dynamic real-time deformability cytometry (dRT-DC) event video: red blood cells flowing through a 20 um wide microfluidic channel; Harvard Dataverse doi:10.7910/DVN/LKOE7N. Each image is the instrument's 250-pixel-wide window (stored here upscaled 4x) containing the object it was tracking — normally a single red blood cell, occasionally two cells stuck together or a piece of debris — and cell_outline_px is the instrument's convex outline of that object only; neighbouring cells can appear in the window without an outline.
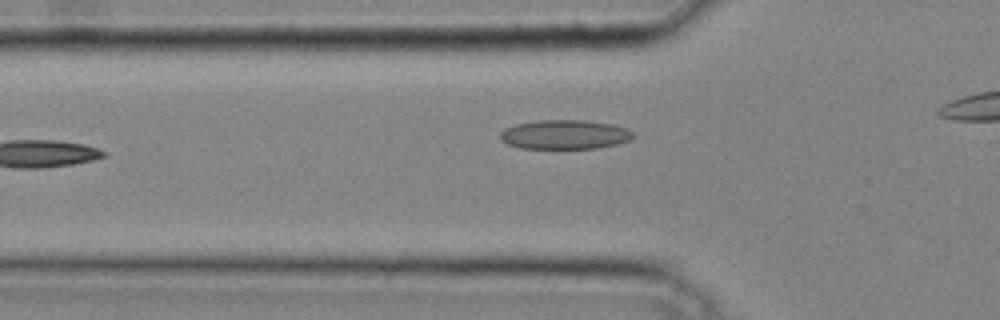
{"species": "common noctule bat (a hibernating species)", "species_latin": "Nyctalus noctula", "temperature_condition": "cold", "stored_images_in_passage": 7, "camera_frame_rate_fps": 3000, "um_per_image_px": 0.085, "animal": {"sex": "male", "body_mass_g": 20.4}, "frame": {"image": 1, "passage_image": 2, "time_ms": 0.333, "image_size_px": [1000, 320], "cell_outline_px": [[636, 136], [628, 140], [616, 144], [596, 148], [520, 148], [508, 144], [500, 140], [500, 132], [504, 128], [516, 124], [536, 120], [584, 120], [612, 124], [628, 128]], "centroid_in_image_um": [47.99, 11.43], "position_along_channel_um": 77.8, "area_um2": 22.72}}
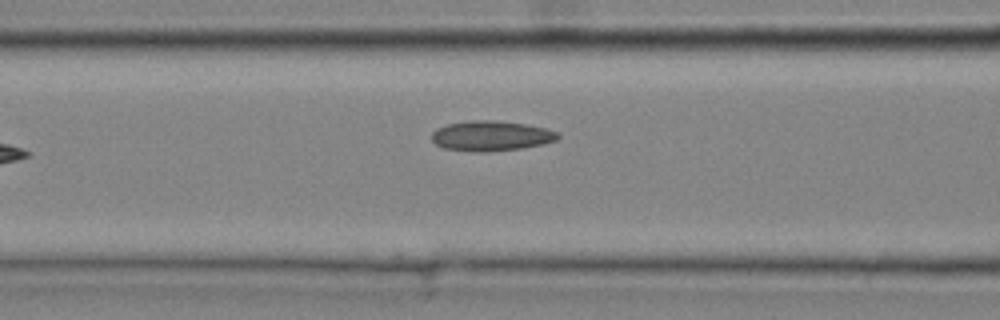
{"frame": {"image": 2, "passage_image": 5, "time_ms": 1.333, "image_size_px": [1000, 320], "cell_outline_px": [[560, 136], [556, 140], [540, 144], [520, 148], [484, 152], [444, 148], [436, 144], [432, 140], [432, 132], [436, 128], [448, 124], [468, 120], [496, 120], [524, 124], [544, 128], [556, 132]], "centroid_in_image_um": [41.7, 11.53], "position_along_channel_um": 124.9, "area_um2": 21.79}}